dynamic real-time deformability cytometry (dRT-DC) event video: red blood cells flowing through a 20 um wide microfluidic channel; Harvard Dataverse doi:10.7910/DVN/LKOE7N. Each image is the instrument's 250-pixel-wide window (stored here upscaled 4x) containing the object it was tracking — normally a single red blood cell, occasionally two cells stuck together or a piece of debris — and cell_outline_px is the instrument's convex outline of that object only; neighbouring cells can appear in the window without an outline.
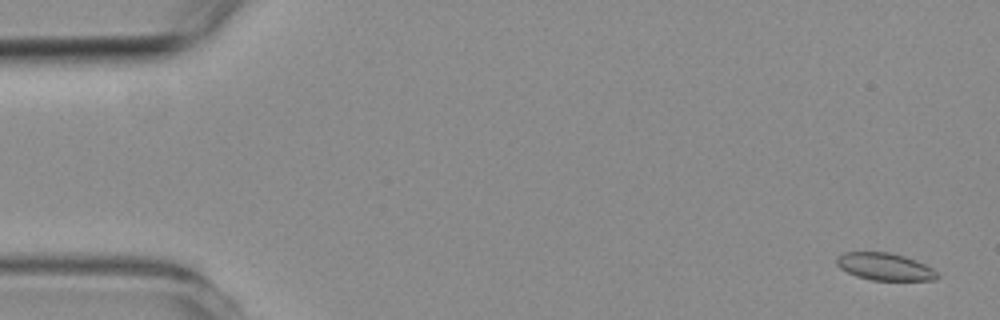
{"species": "common noctule bat (a hibernating species)", "species_latin": "Nyctalus noctula", "temperature_condition": "room temperature", "stored_images_in_passage": 6, "camera_frame_rate_fps": 3000, "um_per_image_px": 0.085, "animal": {"sex": "female", "body_mass_g": 19.3, "forearm_length_mm": 54.1}, "frame": {"image": 1, "passage_image": 1, "time_ms": 0.0, "image_size_px": [1000, 320], "cell_outline_px": [[940, 276], [936, 280], [872, 280], [856, 276], [840, 268], [836, 264], [836, 256], [844, 252], [888, 252], [904, 256], [916, 260], [932, 268]], "centroid_in_image_um": [75.19, 22.66], "position_along_channel_um": 9.8, "area_um2": 16.01}}
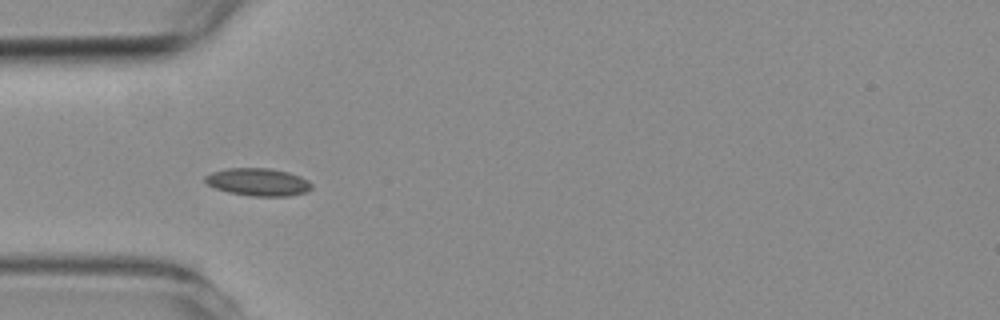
{"frame": {"image": 2, "passage_image": 5, "time_ms": 4.667, "image_size_px": [1000, 320], "cell_outline_px": [[312, 188], [308, 192], [288, 196], [252, 196], [228, 192], [216, 188], [208, 184], [204, 180], [204, 176], [212, 172], [228, 168], [272, 168], [288, 172], [300, 176], [308, 180], [312, 184]], "centroid_in_image_um": [21.97, 15.47], "position_along_channel_um": 63.0, "area_um2": 17.22}}
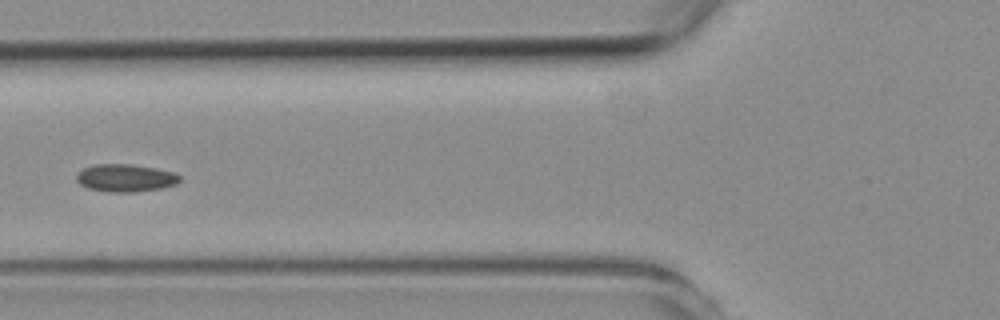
{"frame": {"image": 3, "passage_image": 6, "time_ms": 6.0, "image_size_px": [1000, 320], "cell_outline_px": [[180, 180], [176, 184], [160, 188], [136, 192], [108, 192], [88, 188], [80, 184], [76, 180], [76, 176], [84, 168], [92, 164], [132, 164], [156, 168], [176, 172], [180, 176]], "centroid_in_image_um": [10.68, 15.12], "position_along_channel_um": 115.1, "area_um2": 16.7}}